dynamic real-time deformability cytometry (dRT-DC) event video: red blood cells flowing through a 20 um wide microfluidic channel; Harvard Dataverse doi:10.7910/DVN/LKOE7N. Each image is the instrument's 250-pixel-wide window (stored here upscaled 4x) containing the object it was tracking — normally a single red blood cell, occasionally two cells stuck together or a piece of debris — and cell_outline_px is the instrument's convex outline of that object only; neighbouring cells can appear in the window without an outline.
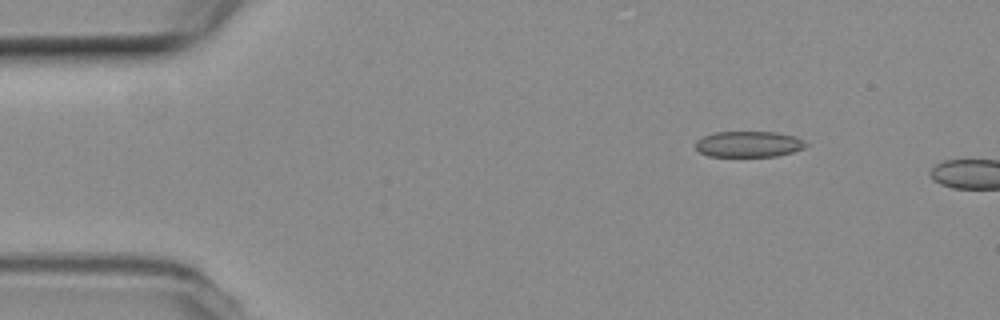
{"species": "common noctule bat (a hibernating species)", "species_latin": "Nyctalus noctula", "temperature_condition": "room temperature", "stored_images_in_passage": 4, "camera_frame_rate_fps": 3000, "um_per_image_px": 0.085, "animal": {"sex": "female", "body_mass_g": 19.3, "forearm_length_mm": 54.1}, "frame": {"image": 1, "passage_image": 1, "time_ms": 0.0, "image_size_px": [1000, 320], "cell_outline_px": [[808, 144], [804, 148], [792, 152], [776, 156], [708, 156], [700, 152], [696, 148], [696, 140], [704, 136], [716, 132], [776, 132], [796, 136], [804, 140]], "centroid_in_image_um": [63.66, 12.25], "position_along_channel_um": 21.3, "area_um2": 16.65}}